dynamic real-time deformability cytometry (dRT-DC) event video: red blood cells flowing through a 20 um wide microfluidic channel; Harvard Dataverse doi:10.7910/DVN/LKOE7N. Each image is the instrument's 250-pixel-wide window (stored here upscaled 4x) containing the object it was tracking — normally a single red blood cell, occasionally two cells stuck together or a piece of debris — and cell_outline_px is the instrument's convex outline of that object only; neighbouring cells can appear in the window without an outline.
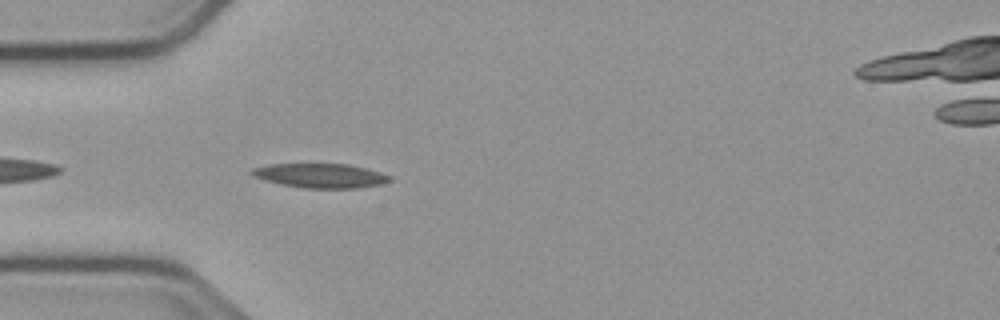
{"species": "common noctule bat (a hibernating species)", "species_latin": "Nyctalus noctula", "temperature_condition": "cold", "stored_images_in_passage": 41, "camera_frame_rate_fps": 3000, "um_per_image_px": 0.085, "animal": {"sex": "male", "body_mass_g": 23.1, "forearm_length_mm": 52.7}, "frame": {"image": 1, "passage_image": 3, "time_ms": 0.667, "image_size_px": [1000, 320], "cell_outline_px": [[392, 180], [380, 184], [360, 188], [304, 188], [280, 184], [264, 180], [252, 176], [248, 172], [252, 168], [268, 164], [348, 164], [368, 168], [392, 176]], "centroid_in_image_um": [27.23, 14.93], "position_along_channel_um": 57.8, "area_um2": 19.77}}
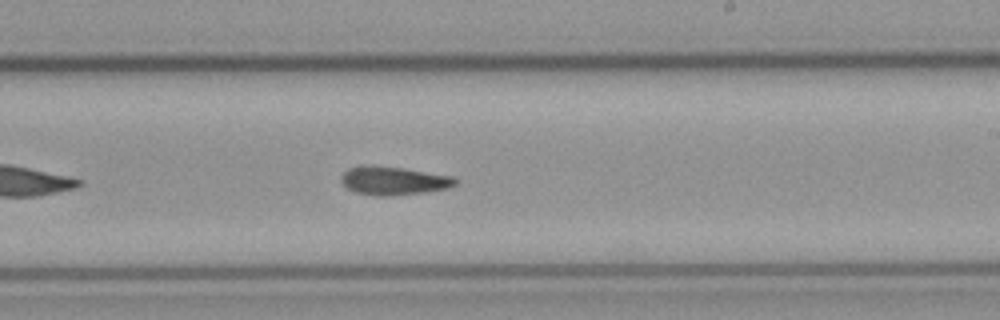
{"frame": {"image": 2, "passage_image": 19, "time_ms": 6.0, "image_size_px": [1000, 320], "cell_outline_px": [[456, 184], [448, 188], [424, 192], [388, 196], [376, 196], [356, 192], [348, 188], [340, 180], [340, 176], [348, 168], [360, 164], [364, 164], [404, 168], [452, 176], [456, 180]], "centroid_in_image_um": [33.4, 15.34], "position_along_channel_um": 255.6, "area_um2": 18.96}}
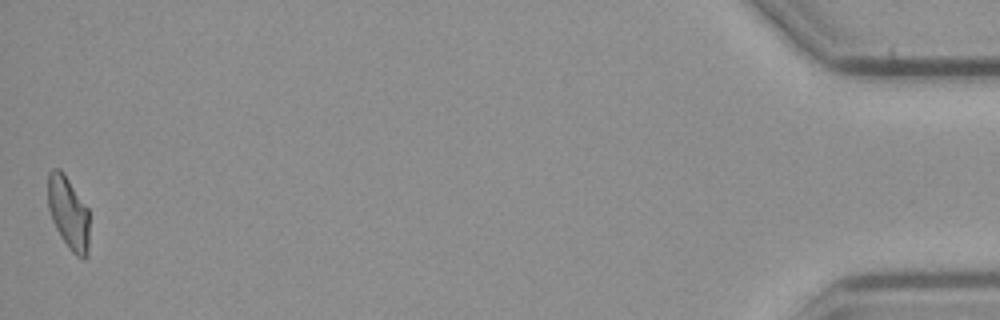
{"frame": {"image": 3, "passage_image": 41, "time_ms": 13.333, "image_size_px": [1000, 320], "cell_outline_px": [[88, 256], [84, 260], [76, 256], [68, 248], [60, 236], [52, 220], [48, 208], [48, 172], [52, 168], [60, 168], [64, 172], [88, 208]], "centroid_in_image_um": [5.81, 18.09], "position_along_channel_um": 429.4, "area_um2": 17.8}, "authors_computed_cell_mechanics": {"area_um2": 18.4382, "velocity_mm_per_s": 3.7642, "shape_relaxation_time_tau1_ms": 7.6496, "shape_relaxation_time_tau2_ms": null, "deformation_change_tau1": 0.1732, "deformation_change_tau2": null}}